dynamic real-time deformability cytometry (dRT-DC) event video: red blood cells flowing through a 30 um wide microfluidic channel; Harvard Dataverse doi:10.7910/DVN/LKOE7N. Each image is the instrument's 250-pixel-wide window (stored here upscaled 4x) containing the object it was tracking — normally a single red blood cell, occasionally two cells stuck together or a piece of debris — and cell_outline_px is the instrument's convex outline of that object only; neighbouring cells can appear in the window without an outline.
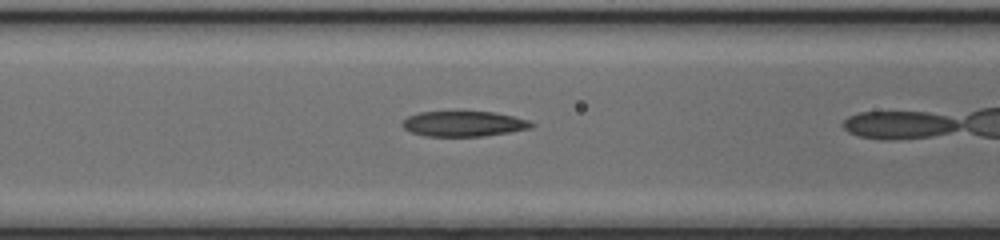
{"species": "common noctule bat (a hibernating species)", "species_latin": "Nyctalus noctula", "temperature_condition": "cold", "stored_images_in_passage": 17, "camera_frame_rate_fps": 3000, "um_per_image_px": 0.085, "animal": {"sex": "female", "body_mass_g": 17.0, "forearm_length_mm": 48.0}, "frame": {"image": 1, "passage_image": 16, "time_ms": 5.0, "image_size_px": [1000, 240], "cell_outline_px": [[536, 124], [532, 128], [508, 132], [480, 136], [424, 136], [412, 132], [404, 128], [400, 124], [408, 116], [420, 112], [496, 112], [528, 120]], "centroid_in_image_um": [39.42, 10.52], "position_along_channel_um": 127.2, "area_um2": 18.9}}